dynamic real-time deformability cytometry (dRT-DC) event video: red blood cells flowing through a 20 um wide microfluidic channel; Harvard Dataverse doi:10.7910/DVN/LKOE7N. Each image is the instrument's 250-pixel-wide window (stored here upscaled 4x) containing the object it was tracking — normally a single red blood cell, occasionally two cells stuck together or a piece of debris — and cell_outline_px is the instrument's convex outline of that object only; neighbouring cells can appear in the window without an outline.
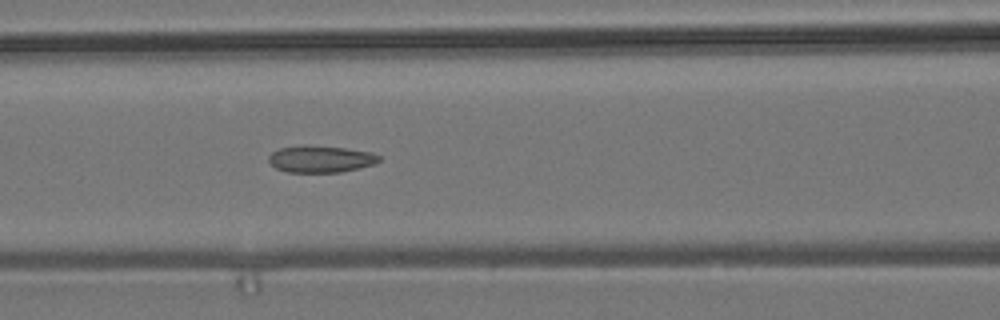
{"species": "common noctule bat (a hibernating species)", "species_latin": "Nyctalus noctula", "temperature_condition": "room temperature", "stored_images_in_passage": 4, "camera_frame_rate_fps": 3000, "um_per_image_px": 0.085, "animal": {"sex": "male", "body_mass_g": 19.2, "forearm_length_mm": 51.8}, "frame": {"image": 1, "passage_image": 4, "time_ms": 3.333, "image_size_px": [1000, 320], "cell_outline_px": [[380, 160], [372, 164], [340, 172], [288, 172], [276, 168], [268, 160], [268, 156], [272, 152], [280, 148], [308, 144], [344, 148], [372, 152], [380, 156]], "centroid_in_image_um": [27.22, 13.5], "position_along_channel_um": 139.4, "area_um2": 17.17}}